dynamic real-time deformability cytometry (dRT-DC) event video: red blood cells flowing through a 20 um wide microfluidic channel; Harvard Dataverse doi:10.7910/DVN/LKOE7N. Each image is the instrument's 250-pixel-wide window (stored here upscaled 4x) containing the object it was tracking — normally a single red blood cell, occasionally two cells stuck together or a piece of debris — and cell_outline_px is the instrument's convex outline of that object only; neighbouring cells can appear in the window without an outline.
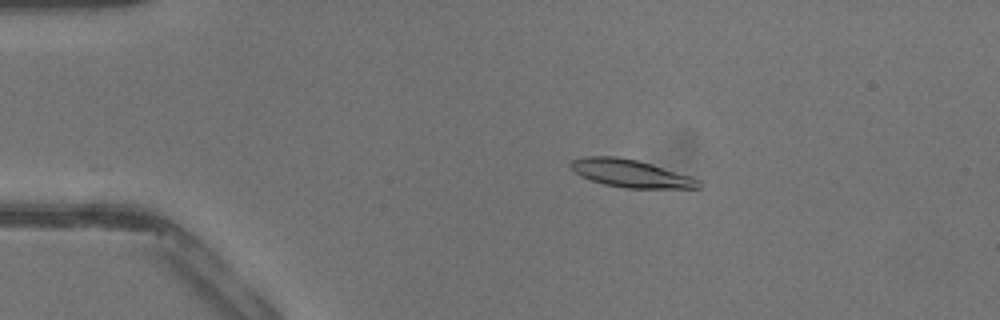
{"species": "common noctule bat (a hibernating species)", "species_latin": "Nyctalus noctula", "temperature_condition": "warm", "stored_images_in_passage": 35, "camera_frame_rate_fps": 3000, "um_per_image_px": 0.085, "animal": {"sex": "male", "body_mass_g": 13.3}, "frame": {"image": 1, "passage_image": 9, "time_ms": 2.667, "image_size_px": [1000, 320], "cell_outline_px": [[700, 188], [624, 188], [604, 184], [580, 176], [568, 164], [572, 160], [584, 156], [616, 156], [636, 160], [688, 176], [700, 180]], "centroid_in_image_um": [53.55, 14.74], "position_along_channel_um": 31.5, "area_um2": 20.23}}
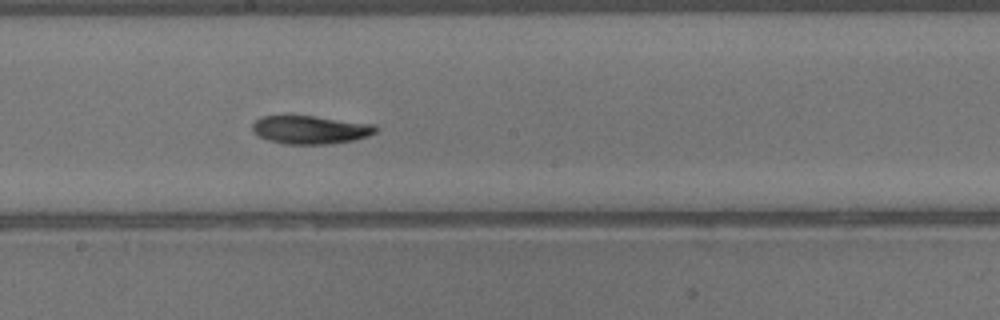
{"frame": {"image": 2, "passage_image": 24, "time_ms": 7.667, "image_size_px": [1000, 320], "cell_outline_px": [[376, 132], [368, 136], [356, 140], [324, 144], [284, 144], [268, 140], [252, 132], [252, 124], [260, 116], [312, 116], [372, 124], [376, 128]], "centroid_in_image_um": [26.34, 11.03], "position_along_channel_um": 221.9, "area_um2": 20.11}}
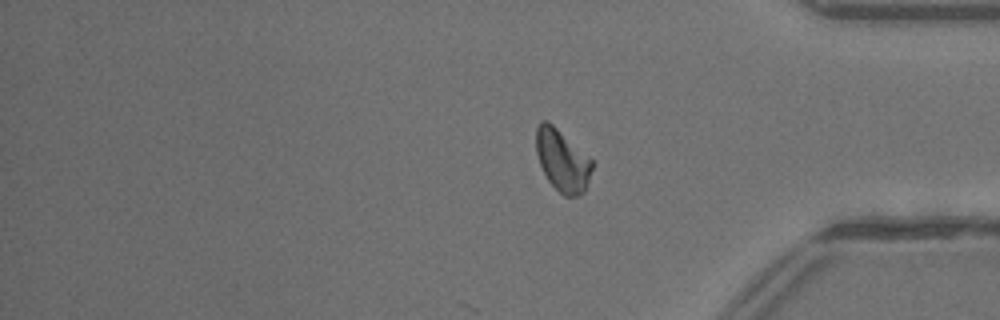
{"frame": {"image": 3, "passage_image": 35, "time_ms": 11.333, "image_size_px": [1000, 320], "cell_outline_px": [[592, 168], [584, 192], [580, 196], [564, 196], [548, 180], [540, 164], [536, 152], [536, 128], [540, 120], [548, 120], [592, 160]], "centroid_in_image_um": [47.77, 13.63], "position_along_channel_um": 387.4, "area_um2": 19.88}}